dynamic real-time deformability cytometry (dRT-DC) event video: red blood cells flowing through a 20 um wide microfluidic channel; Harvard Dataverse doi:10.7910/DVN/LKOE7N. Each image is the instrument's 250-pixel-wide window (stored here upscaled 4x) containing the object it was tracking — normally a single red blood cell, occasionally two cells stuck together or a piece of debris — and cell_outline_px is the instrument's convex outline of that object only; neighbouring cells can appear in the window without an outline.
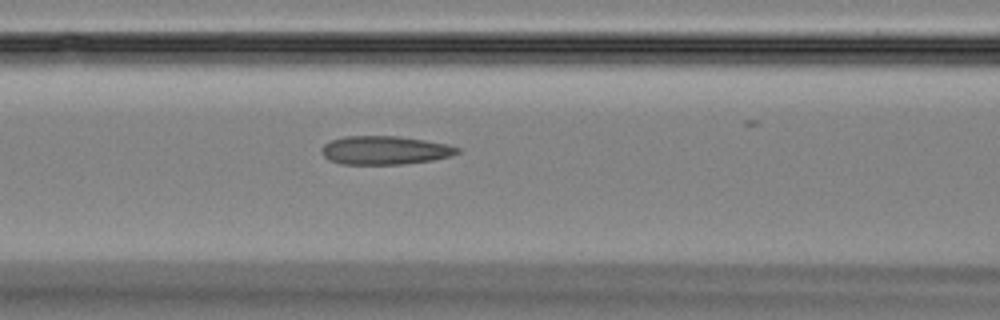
{"species": "Egyptian fruit bat (a non-hibernating species)", "species_latin": "Rousettus aegyptiacus", "temperature_condition": "room temperature", "stored_images_in_passage": 12, "camera_frame_rate_fps": 3000, "um_per_image_px": 0.085, "animal": {"sex": "female"}, "frame": {"image": 1, "passage_image": 7, "time_ms": 2.0, "image_size_px": [1000, 320], "cell_outline_px": [[460, 152], [452, 156], [432, 160], [404, 164], [340, 164], [328, 160], [320, 152], [320, 148], [324, 144], [332, 140], [344, 136], [396, 136], [424, 140], [448, 144], [460, 148]], "centroid_in_image_um": [32.7, 12.77], "position_along_channel_um": 133.9, "area_um2": 22.72}}
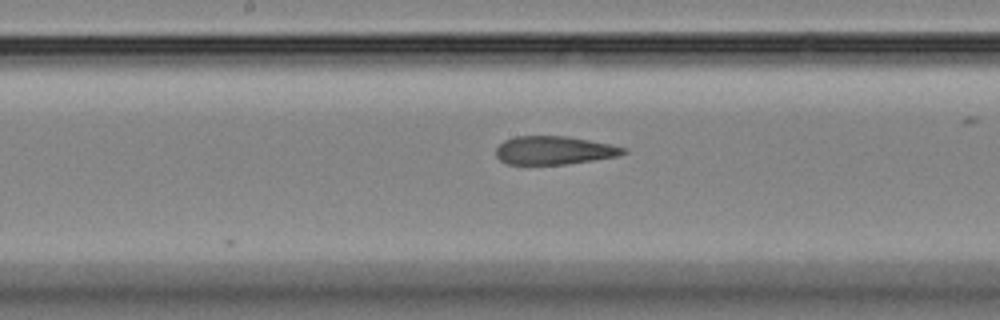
{"frame": {"image": 2, "passage_image": 12, "time_ms": 3.667, "image_size_px": [1000, 320], "cell_outline_px": [[628, 152], [616, 156], [568, 164], [504, 164], [496, 156], [496, 148], [504, 140], [516, 136], [568, 136], [628, 148]], "centroid_in_image_um": [47.07, 12.78], "position_along_channel_um": 201.1, "area_um2": 20.98}}